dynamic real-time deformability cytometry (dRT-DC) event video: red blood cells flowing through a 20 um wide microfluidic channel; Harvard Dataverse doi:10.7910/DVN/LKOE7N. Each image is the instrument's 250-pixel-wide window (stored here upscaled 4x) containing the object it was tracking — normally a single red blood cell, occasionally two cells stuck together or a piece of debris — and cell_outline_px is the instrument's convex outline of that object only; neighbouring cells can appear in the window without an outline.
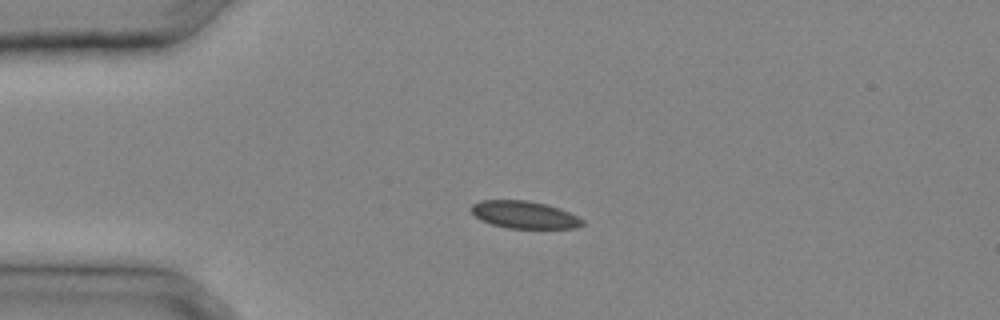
{"species": "common noctule bat (a hibernating species)", "species_latin": "Nyctalus noctula", "temperature_condition": "cold", "stored_images_in_passage": 17, "camera_frame_rate_fps": 3000, "um_per_image_px": 0.085, "animal": {"sex": "male", "body_mass_g": 20.4}, "frame": {"image": 1, "passage_image": 1, "time_ms": 0.0, "image_size_px": [1000, 320], "cell_outline_px": [[584, 224], [576, 228], [508, 228], [492, 224], [480, 220], [468, 208], [472, 204], [480, 200], [524, 200], [548, 204], [560, 208], [584, 220]], "centroid_in_image_um": [44.55, 18.24], "position_along_channel_um": 40.5, "area_um2": 17.8}}
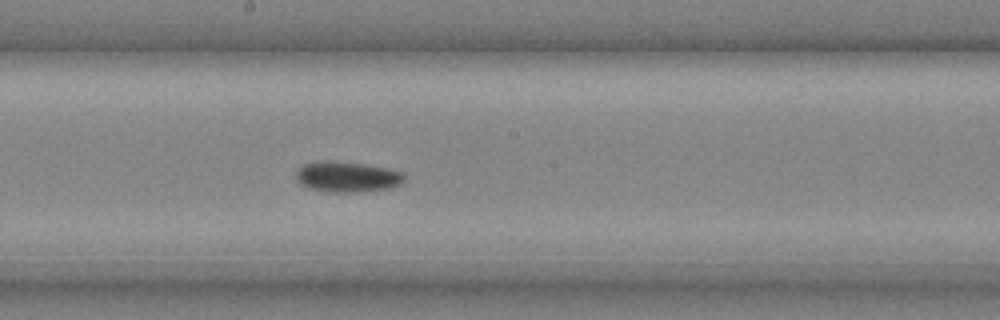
{"frame": {"image": 2, "passage_image": 11, "time_ms": 3.333, "image_size_px": [1000, 320], "cell_outline_px": [[404, 180], [400, 184], [392, 188], [356, 192], [328, 192], [308, 188], [300, 184], [296, 180], [296, 172], [304, 164], [320, 160], [332, 160], [364, 164], [404, 172]], "centroid_in_image_um": [29.49, 15.03], "position_along_channel_um": 218.7, "area_um2": 19.42}}
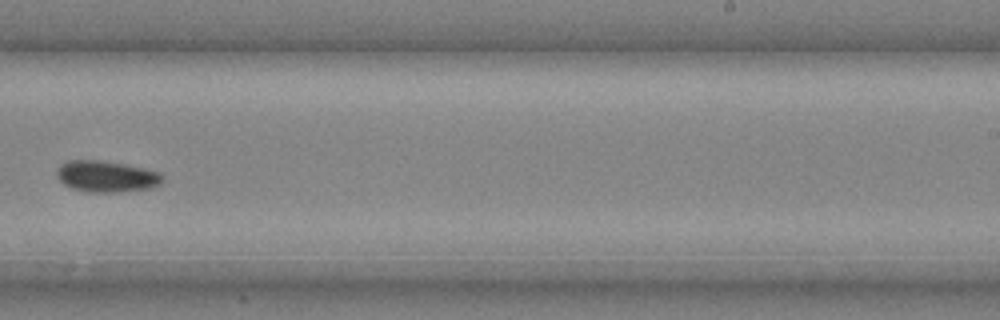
{"frame": {"image": 3, "passage_image": 14, "time_ms": 4.333, "image_size_px": [1000, 320], "cell_outline_px": [[164, 176], [160, 184], [152, 188], [116, 192], [84, 192], [72, 188], [64, 184], [56, 176], [56, 168], [60, 164], [68, 160], [100, 160], [124, 164], [144, 168], [160, 172]], "centroid_in_image_um": [9.03, 14.99], "position_along_channel_um": 280.0, "area_um2": 19.48}}